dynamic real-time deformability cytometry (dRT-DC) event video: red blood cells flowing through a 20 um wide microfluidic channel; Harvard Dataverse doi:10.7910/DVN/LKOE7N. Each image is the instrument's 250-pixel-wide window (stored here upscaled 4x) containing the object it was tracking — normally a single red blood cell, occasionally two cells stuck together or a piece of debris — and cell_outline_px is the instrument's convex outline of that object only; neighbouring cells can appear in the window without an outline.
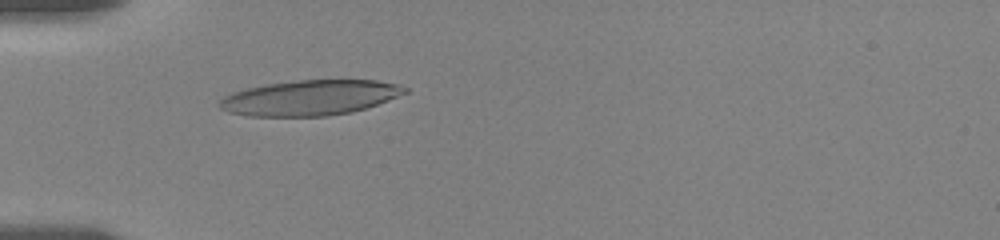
{"species": "human", "species_latin": "Homo sapiens", "temperature_condition": "room temperature", "stored_images_in_passage": 35, "camera_frame_rate_fps": 3000, "um_per_image_px": 0.085, "donor": {"sex": "female"}, "frame": {"image": 1, "passage_image": 34, "time_ms": 5.667, "image_size_px": [1000, 240], "cell_outline_px": [[408, 92], [388, 100], [352, 112], [328, 116], [248, 116], [228, 112], [220, 108], [216, 104], [224, 96], [232, 92], [264, 84], [300, 80], [376, 80], [396, 84], [408, 88]], "centroid_in_image_um": [26.31, 8.31], "position_along_channel_um": 58.7, "area_um2": 38.03}}